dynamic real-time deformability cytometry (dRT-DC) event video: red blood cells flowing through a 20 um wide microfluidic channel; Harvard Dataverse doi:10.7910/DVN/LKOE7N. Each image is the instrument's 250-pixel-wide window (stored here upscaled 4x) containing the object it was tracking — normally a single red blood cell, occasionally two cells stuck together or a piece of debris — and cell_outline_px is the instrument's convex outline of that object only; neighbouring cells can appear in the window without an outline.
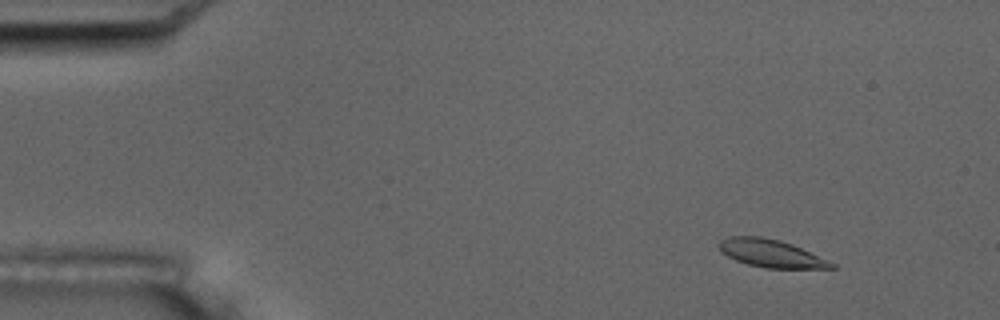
{"species": "common noctule bat (a hibernating species)", "species_latin": "Nyctalus noctula", "temperature_condition": "room temperature", "stored_images_in_passage": 5, "camera_frame_rate_fps": 3000, "um_per_image_px": 0.085, "animal": {"sex": "male", "body_mass_g": 17.5, "forearm_length_mm": 52.3}, "frame": {"image": 1, "passage_image": 2, "time_ms": 2.0, "image_size_px": [1000, 320], "cell_outline_px": [[836, 268], [764, 268], [748, 264], [736, 260], [720, 252], [720, 240], [728, 236], [760, 236], [780, 240], [792, 244], [828, 260], [836, 264]], "centroid_in_image_um": [65.53, 21.53], "position_along_channel_um": 19.5, "area_um2": 18.09}}